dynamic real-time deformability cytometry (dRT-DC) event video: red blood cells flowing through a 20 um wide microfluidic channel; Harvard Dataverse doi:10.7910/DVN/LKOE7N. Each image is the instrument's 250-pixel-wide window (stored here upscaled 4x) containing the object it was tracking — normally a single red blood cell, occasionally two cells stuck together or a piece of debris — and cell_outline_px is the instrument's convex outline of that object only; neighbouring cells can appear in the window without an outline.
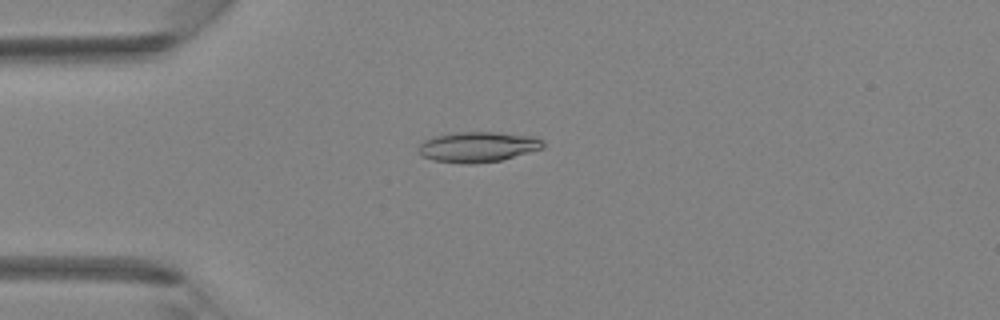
{"species": "Egyptian fruit bat (a non-hibernating species)", "species_latin": "Rousettus aegyptiacus", "temperature_condition": "room temperature", "stored_images_in_passage": 41, "camera_frame_rate_fps": 3000, "um_per_image_px": 0.085, "animal": {"sex": "female"}, "frame": {"image": 1, "passage_image": 11, "time_ms": 3.333, "image_size_px": [1000, 320], "cell_outline_px": [[544, 148], [500, 160], [472, 164], [460, 164], [432, 160], [420, 156], [416, 148], [424, 140], [436, 136], [452, 132], [496, 132], [532, 136], [544, 140]], "centroid_in_image_um": [40.57, 12.49], "position_along_channel_um": 44.4, "area_um2": 22.25}}
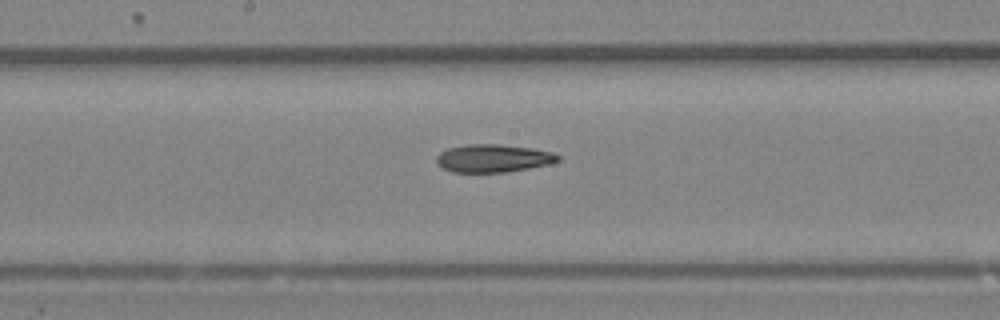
{"frame": {"image": 2, "passage_image": 22, "time_ms": 7.0, "image_size_px": [1000, 320], "cell_outline_px": [[560, 160], [548, 164], [508, 172], [452, 172], [436, 164], [436, 156], [440, 152], [448, 148], [468, 144], [500, 144], [532, 148], [552, 152], [560, 156]], "centroid_in_image_um": [41.9, 13.45], "position_along_channel_um": 206.3, "area_um2": 19.77}}
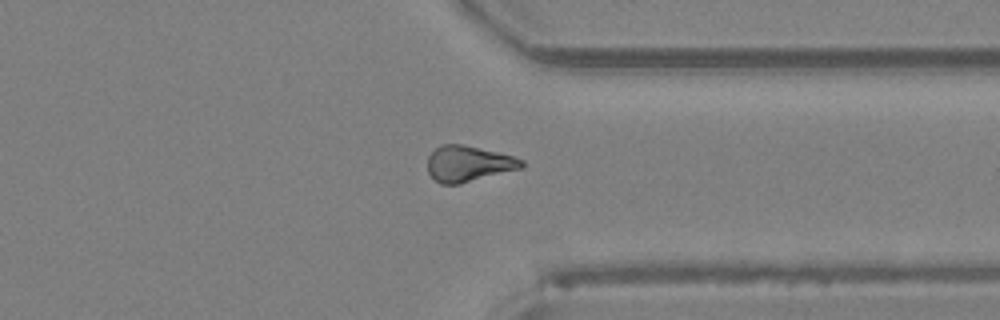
{"frame": {"image": 3, "passage_image": 32, "time_ms": 10.333, "image_size_px": [1000, 320], "cell_outline_px": [[524, 168], [460, 184], [440, 184], [432, 180], [428, 172], [428, 156], [436, 148], [444, 144], [460, 144], [496, 152], [512, 156], [524, 160]], "centroid_in_image_um": [39.81, 13.94], "position_along_channel_um": 371.6, "area_um2": 19.71}}